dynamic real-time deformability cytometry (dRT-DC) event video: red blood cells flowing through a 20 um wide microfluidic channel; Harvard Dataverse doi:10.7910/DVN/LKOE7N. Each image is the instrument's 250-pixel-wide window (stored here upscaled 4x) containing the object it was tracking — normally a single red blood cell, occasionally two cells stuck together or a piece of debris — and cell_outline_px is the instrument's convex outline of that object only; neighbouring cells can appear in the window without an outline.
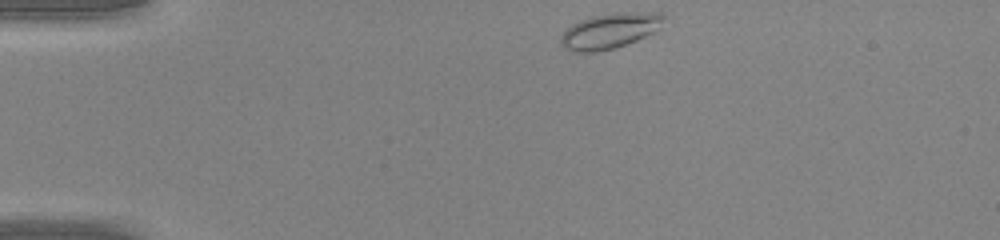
{"species": "common noctule bat (a hibernating species)", "species_latin": "Nyctalus noctula", "temperature_condition": "warm", "stored_images_in_passage": 34, "camera_frame_rate_fps": 3000, "um_per_image_px": 0.085, "animal": {"sex": "male", "body_mass_g": 20.0, "forearm_length_mm": 53.3}, "frame": {"image": 1, "passage_image": 1, "time_ms": 0.0, "image_size_px": [1000, 240], "cell_outline_px": [[668, 16], [660, 28], [636, 40], [612, 48], [596, 52], [576, 52], [560, 44], [560, 36], [572, 24], [580, 20], [592, 16], [616, 12], [664, 12]], "centroid_in_image_um": [51.89, 2.58], "position_along_channel_um": 33.1, "area_um2": 21.21}}
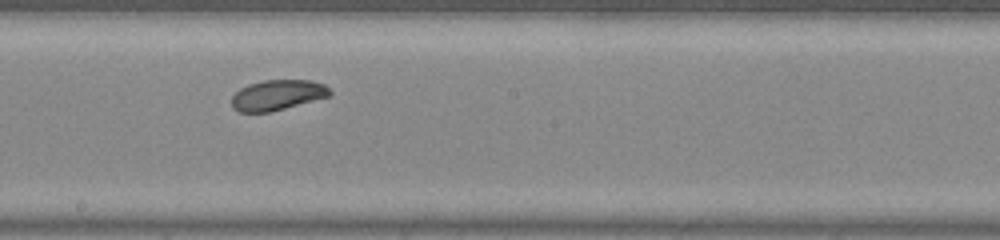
{"frame": {"image": 2, "passage_image": 18, "time_ms": 5.667, "image_size_px": [1000, 240], "cell_outline_px": [[332, 92], [328, 96], [284, 108], [268, 112], [240, 112], [232, 108], [232, 96], [240, 88], [248, 84], [264, 80], [308, 80], [324, 84]], "centroid_in_image_um": [23.54, 8.07], "position_along_channel_um": 224.7, "area_um2": 17.11}}
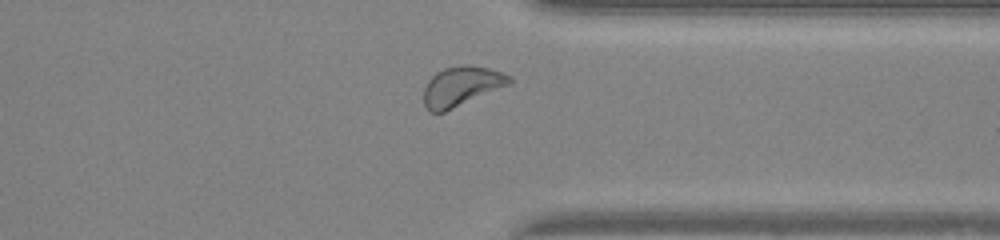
{"frame": {"image": 3, "passage_image": 28, "time_ms": 9.0, "image_size_px": [1000, 240], "cell_outline_px": [[512, 84], [444, 112], [428, 112], [424, 104], [424, 88], [428, 80], [436, 72], [444, 68], [464, 64], [468, 64], [488, 68], [504, 72], [512, 76]], "centroid_in_image_um": [39.25, 7.32], "position_along_channel_um": 372.1, "area_um2": 20.06}}